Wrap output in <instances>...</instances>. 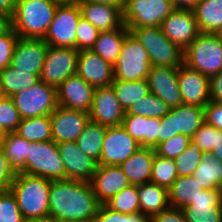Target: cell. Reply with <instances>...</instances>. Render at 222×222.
I'll list each match as a JSON object with an SVG mask.
<instances>
[{
  "instance_id": "61",
  "label": "cell",
  "mask_w": 222,
  "mask_h": 222,
  "mask_svg": "<svg viewBox=\"0 0 222 222\" xmlns=\"http://www.w3.org/2000/svg\"><path fill=\"white\" fill-rule=\"evenodd\" d=\"M4 92H3V89H2V83H1V77H0V99H2L4 97Z\"/></svg>"
},
{
  "instance_id": "55",
  "label": "cell",
  "mask_w": 222,
  "mask_h": 222,
  "mask_svg": "<svg viewBox=\"0 0 222 222\" xmlns=\"http://www.w3.org/2000/svg\"><path fill=\"white\" fill-rule=\"evenodd\" d=\"M212 156L222 161V130L216 129L214 147L210 153Z\"/></svg>"
},
{
  "instance_id": "17",
  "label": "cell",
  "mask_w": 222,
  "mask_h": 222,
  "mask_svg": "<svg viewBox=\"0 0 222 222\" xmlns=\"http://www.w3.org/2000/svg\"><path fill=\"white\" fill-rule=\"evenodd\" d=\"M125 111L121 107L112 86L97 87L89 112L90 120L111 127L122 124Z\"/></svg>"
},
{
  "instance_id": "7",
  "label": "cell",
  "mask_w": 222,
  "mask_h": 222,
  "mask_svg": "<svg viewBox=\"0 0 222 222\" xmlns=\"http://www.w3.org/2000/svg\"><path fill=\"white\" fill-rule=\"evenodd\" d=\"M113 67L114 80L133 82L147 79L152 65L146 49L129 33Z\"/></svg>"
},
{
  "instance_id": "38",
  "label": "cell",
  "mask_w": 222,
  "mask_h": 222,
  "mask_svg": "<svg viewBox=\"0 0 222 222\" xmlns=\"http://www.w3.org/2000/svg\"><path fill=\"white\" fill-rule=\"evenodd\" d=\"M106 205L114 211L124 214L141 212L138 195V185L125 187L117 195L113 196Z\"/></svg>"
},
{
  "instance_id": "50",
  "label": "cell",
  "mask_w": 222,
  "mask_h": 222,
  "mask_svg": "<svg viewBox=\"0 0 222 222\" xmlns=\"http://www.w3.org/2000/svg\"><path fill=\"white\" fill-rule=\"evenodd\" d=\"M205 123L217 130H222V102L210 100L204 106Z\"/></svg>"
},
{
  "instance_id": "16",
  "label": "cell",
  "mask_w": 222,
  "mask_h": 222,
  "mask_svg": "<svg viewBox=\"0 0 222 222\" xmlns=\"http://www.w3.org/2000/svg\"><path fill=\"white\" fill-rule=\"evenodd\" d=\"M150 92L170 108L183 104L178 85V68L152 66L147 77Z\"/></svg>"
},
{
  "instance_id": "3",
  "label": "cell",
  "mask_w": 222,
  "mask_h": 222,
  "mask_svg": "<svg viewBox=\"0 0 222 222\" xmlns=\"http://www.w3.org/2000/svg\"><path fill=\"white\" fill-rule=\"evenodd\" d=\"M58 5L53 0H17L11 27L21 38L44 39Z\"/></svg>"
},
{
  "instance_id": "52",
  "label": "cell",
  "mask_w": 222,
  "mask_h": 222,
  "mask_svg": "<svg viewBox=\"0 0 222 222\" xmlns=\"http://www.w3.org/2000/svg\"><path fill=\"white\" fill-rule=\"evenodd\" d=\"M152 222H187L182 209L169 207L155 215Z\"/></svg>"
},
{
  "instance_id": "40",
  "label": "cell",
  "mask_w": 222,
  "mask_h": 222,
  "mask_svg": "<svg viewBox=\"0 0 222 222\" xmlns=\"http://www.w3.org/2000/svg\"><path fill=\"white\" fill-rule=\"evenodd\" d=\"M171 108L153 93L134 103L125 114L162 118Z\"/></svg>"
},
{
  "instance_id": "54",
  "label": "cell",
  "mask_w": 222,
  "mask_h": 222,
  "mask_svg": "<svg viewBox=\"0 0 222 222\" xmlns=\"http://www.w3.org/2000/svg\"><path fill=\"white\" fill-rule=\"evenodd\" d=\"M170 1L174 7V10L193 11L200 0H170Z\"/></svg>"
},
{
  "instance_id": "51",
  "label": "cell",
  "mask_w": 222,
  "mask_h": 222,
  "mask_svg": "<svg viewBox=\"0 0 222 222\" xmlns=\"http://www.w3.org/2000/svg\"><path fill=\"white\" fill-rule=\"evenodd\" d=\"M160 123L161 127L158 133V145L174 137L173 108H171L169 113L160 118Z\"/></svg>"
},
{
  "instance_id": "57",
  "label": "cell",
  "mask_w": 222,
  "mask_h": 222,
  "mask_svg": "<svg viewBox=\"0 0 222 222\" xmlns=\"http://www.w3.org/2000/svg\"><path fill=\"white\" fill-rule=\"evenodd\" d=\"M87 2H94L118 7L122 12L124 11L126 0H82Z\"/></svg>"
},
{
  "instance_id": "20",
  "label": "cell",
  "mask_w": 222,
  "mask_h": 222,
  "mask_svg": "<svg viewBox=\"0 0 222 222\" xmlns=\"http://www.w3.org/2000/svg\"><path fill=\"white\" fill-rule=\"evenodd\" d=\"M76 74L93 87H108L114 81V67L92 50L78 52Z\"/></svg>"
},
{
  "instance_id": "63",
  "label": "cell",
  "mask_w": 222,
  "mask_h": 222,
  "mask_svg": "<svg viewBox=\"0 0 222 222\" xmlns=\"http://www.w3.org/2000/svg\"><path fill=\"white\" fill-rule=\"evenodd\" d=\"M221 216H222V200H221Z\"/></svg>"
},
{
  "instance_id": "32",
  "label": "cell",
  "mask_w": 222,
  "mask_h": 222,
  "mask_svg": "<svg viewBox=\"0 0 222 222\" xmlns=\"http://www.w3.org/2000/svg\"><path fill=\"white\" fill-rule=\"evenodd\" d=\"M106 131L107 126L89 120L86 123L83 132L76 140L80 150H82L87 156L91 157L97 163L101 157L103 140Z\"/></svg>"
},
{
  "instance_id": "24",
  "label": "cell",
  "mask_w": 222,
  "mask_h": 222,
  "mask_svg": "<svg viewBox=\"0 0 222 222\" xmlns=\"http://www.w3.org/2000/svg\"><path fill=\"white\" fill-rule=\"evenodd\" d=\"M81 16L101 31L120 28L123 22V12L115 6L81 1L78 4Z\"/></svg>"
},
{
  "instance_id": "30",
  "label": "cell",
  "mask_w": 222,
  "mask_h": 222,
  "mask_svg": "<svg viewBox=\"0 0 222 222\" xmlns=\"http://www.w3.org/2000/svg\"><path fill=\"white\" fill-rule=\"evenodd\" d=\"M193 11L201 33L222 31V0H200Z\"/></svg>"
},
{
  "instance_id": "26",
  "label": "cell",
  "mask_w": 222,
  "mask_h": 222,
  "mask_svg": "<svg viewBox=\"0 0 222 222\" xmlns=\"http://www.w3.org/2000/svg\"><path fill=\"white\" fill-rule=\"evenodd\" d=\"M155 153L153 148L140 147L132 156L119 165L130 184L141 185L151 182L152 163Z\"/></svg>"
},
{
  "instance_id": "19",
  "label": "cell",
  "mask_w": 222,
  "mask_h": 222,
  "mask_svg": "<svg viewBox=\"0 0 222 222\" xmlns=\"http://www.w3.org/2000/svg\"><path fill=\"white\" fill-rule=\"evenodd\" d=\"M178 85L183 104L204 107L210 101V78L184 63L178 68Z\"/></svg>"
},
{
  "instance_id": "47",
  "label": "cell",
  "mask_w": 222,
  "mask_h": 222,
  "mask_svg": "<svg viewBox=\"0 0 222 222\" xmlns=\"http://www.w3.org/2000/svg\"><path fill=\"white\" fill-rule=\"evenodd\" d=\"M19 36L10 26L0 34V71L11 64L15 44Z\"/></svg>"
},
{
  "instance_id": "22",
  "label": "cell",
  "mask_w": 222,
  "mask_h": 222,
  "mask_svg": "<svg viewBox=\"0 0 222 222\" xmlns=\"http://www.w3.org/2000/svg\"><path fill=\"white\" fill-rule=\"evenodd\" d=\"M98 202L106 204L110 199L130 185L119 165L97 166L91 181Z\"/></svg>"
},
{
  "instance_id": "37",
  "label": "cell",
  "mask_w": 222,
  "mask_h": 222,
  "mask_svg": "<svg viewBox=\"0 0 222 222\" xmlns=\"http://www.w3.org/2000/svg\"><path fill=\"white\" fill-rule=\"evenodd\" d=\"M16 133L29 142L52 141L50 116L21 119Z\"/></svg>"
},
{
  "instance_id": "39",
  "label": "cell",
  "mask_w": 222,
  "mask_h": 222,
  "mask_svg": "<svg viewBox=\"0 0 222 222\" xmlns=\"http://www.w3.org/2000/svg\"><path fill=\"white\" fill-rule=\"evenodd\" d=\"M178 178L174 159L164 158L155 153L152 163L151 182L169 189Z\"/></svg>"
},
{
  "instance_id": "62",
  "label": "cell",
  "mask_w": 222,
  "mask_h": 222,
  "mask_svg": "<svg viewBox=\"0 0 222 222\" xmlns=\"http://www.w3.org/2000/svg\"><path fill=\"white\" fill-rule=\"evenodd\" d=\"M5 133L2 131V129L0 128V144H1V141L4 137Z\"/></svg>"
},
{
  "instance_id": "36",
  "label": "cell",
  "mask_w": 222,
  "mask_h": 222,
  "mask_svg": "<svg viewBox=\"0 0 222 222\" xmlns=\"http://www.w3.org/2000/svg\"><path fill=\"white\" fill-rule=\"evenodd\" d=\"M0 77L4 95L7 97H12L23 89L31 88L40 81L39 76L18 71L10 65L0 71Z\"/></svg>"
},
{
  "instance_id": "59",
  "label": "cell",
  "mask_w": 222,
  "mask_h": 222,
  "mask_svg": "<svg viewBox=\"0 0 222 222\" xmlns=\"http://www.w3.org/2000/svg\"><path fill=\"white\" fill-rule=\"evenodd\" d=\"M53 1L58 3L59 5L62 4L78 5L82 0H53Z\"/></svg>"
},
{
  "instance_id": "58",
  "label": "cell",
  "mask_w": 222,
  "mask_h": 222,
  "mask_svg": "<svg viewBox=\"0 0 222 222\" xmlns=\"http://www.w3.org/2000/svg\"><path fill=\"white\" fill-rule=\"evenodd\" d=\"M11 26L10 16L0 11V34Z\"/></svg>"
},
{
  "instance_id": "4",
  "label": "cell",
  "mask_w": 222,
  "mask_h": 222,
  "mask_svg": "<svg viewBox=\"0 0 222 222\" xmlns=\"http://www.w3.org/2000/svg\"><path fill=\"white\" fill-rule=\"evenodd\" d=\"M183 56L187 67L211 78L222 71V38L219 34L200 32Z\"/></svg>"
},
{
  "instance_id": "34",
  "label": "cell",
  "mask_w": 222,
  "mask_h": 222,
  "mask_svg": "<svg viewBox=\"0 0 222 222\" xmlns=\"http://www.w3.org/2000/svg\"><path fill=\"white\" fill-rule=\"evenodd\" d=\"M29 143L28 140L19 136L16 132L5 133L1 141L0 145L4 150L5 156L16 173L25 167Z\"/></svg>"
},
{
  "instance_id": "14",
  "label": "cell",
  "mask_w": 222,
  "mask_h": 222,
  "mask_svg": "<svg viewBox=\"0 0 222 222\" xmlns=\"http://www.w3.org/2000/svg\"><path fill=\"white\" fill-rule=\"evenodd\" d=\"M160 27L163 34L183 51L200 33L194 11L190 10H173Z\"/></svg>"
},
{
  "instance_id": "1",
  "label": "cell",
  "mask_w": 222,
  "mask_h": 222,
  "mask_svg": "<svg viewBox=\"0 0 222 222\" xmlns=\"http://www.w3.org/2000/svg\"><path fill=\"white\" fill-rule=\"evenodd\" d=\"M100 205L91 182L51 181L49 217L58 222H94Z\"/></svg>"
},
{
  "instance_id": "12",
  "label": "cell",
  "mask_w": 222,
  "mask_h": 222,
  "mask_svg": "<svg viewBox=\"0 0 222 222\" xmlns=\"http://www.w3.org/2000/svg\"><path fill=\"white\" fill-rule=\"evenodd\" d=\"M139 148L140 145L122 125L107 127L97 165H120Z\"/></svg>"
},
{
  "instance_id": "53",
  "label": "cell",
  "mask_w": 222,
  "mask_h": 222,
  "mask_svg": "<svg viewBox=\"0 0 222 222\" xmlns=\"http://www.w3.org/2000/svg\"><path fill=\"white\" fill-rule=\"evenodd\" d=\"M210 100L222 102V71L210 78Z\"/></svg>"
},
{
  "instance_id": "42",
  "label": "cell",
  "mask_w": 222,
  "mask_h": 222,
  "mask_svg": "<svg viewBox=\"0 0 222 222\" xmlns=\"http://www.w3.org/2000/svg\"><path fill=\"white\" fill-rule=\"evenodd\" d=\"M21 118L12 97L0 99V128L4 133L16 132Z\"/></svg>"
},
{
  "instance_id": "27",
  "label": "cell",
  "mask_w": 222,
  "mask_h": 222,
  "mask_svg": "<svg viewBox=\"0 0 222 222\" xmlns=\"http://www.w3.org/2000/svg\"><path fill=\"white\" fill-rule=\"evenodd\" d=\"M141 212L151 220L155 215L170 207L168 189L153 182L138 185Z\"/></svg>"
},
{
  "instance_id": "21",
  "label": "cell",
  "mask_w": 222,
  "mask_h": 222,
  "mask_svg": "<svg viewBox=\"0 0 222 222\" xmlns=\"http://www.w3.org/2000/svg\"><path fill=\"white\" fill-rule=\"evenodd\" d=\"M57 145L65 166L66 179L91 182L97 162L80 150L76 142H62Z\"/></svg>"
},
{
  "instance_id": "5",
  "label": "cell",
  "mask_w": 222,
  "mask_h": 222,
  "mask_svg": "<svg viewBox=\"0 0 222 222\" xmlns=\"http://www.w3.org/2000/svg\"><path fill=\"white\" fill-rule=\"evenodd\" d=\"M128 30L146 49L152 66L179 68L183 64L184 51L163 34L161 27H138Z\"/></svg>"
},
{
  "instance_id": "60",
  "label": "cell",
  "mask_w": 222,
  "mask_h": 222,
  "mask_svg": "<svg viewBox=\"0 0 222 222\" xmlns=\"http://www.w3.org/2000/svg\"><path fill=\"white\" fill-rule=\"evenodd\" d=\"M24 222H58L52 217L47 218H41V219H30V220H24Z\"/></svg>"
},
{
  "instance_id": "31",
  "label": "cell",
  "mask_w": 222,
  "mask_h": 222,
  "mask_svg": "<svg viewBox=\"0 0 222 222\" xmlns=\"http://www.w3.org/2000/svg\"><path fill=\"white\" fill-rule=\"evenodd\" d=\"M205 189L191 175L178 177L168 189L169 205L183 209L189 206Z\"/></svg>"
},
{
  "instance_id": "10",
  "label": "cell",
  "mask_w": 222,
  "mask_h": 222,
  "mask_svg": "<svg viewBox=\"0 0 222 222\" xmlns=\"http://www.w3.org/2000/svg\"><path fill=\"white\" fill-rule=\"evenodd\" d=\"M80 17L78 5H58L43 40L50 46L76 49V28Z\"/></svg>"
},
{
  "instance_id": "25",
  "label": "cell",
  "mask_w": 222,
  "mask_h": 222,
  "mask_svg": "<svg viewBox=\"0 0 222 222\" xmlns=\"http://www.w3.org/2000/svg\"><path fill=\"white\" fill-rule=\"evenodd\" d=\"M160 124V118L125 114L121 125L140 147L155 149L158 146Z\"/></svg>"
},
{
  "instance_id": "48",
  "label": "cell",
  "mask_w": 222,
  "mask_h": 222,
  "mask_svg": "<svg viewBox=\"0 0 222 222\" xmlns=\"http://www.w3.org/2000/svg\"><path fill=\"white\" fill-rule=\"evenodd\" d=\"M216 128L204 123L191 138L204 154H210L214 147Z\"/></svg>"
},
{
  "instance_id": "9",
  "label": "cell",
  "mask_w": 222,
  "mask_h": 222,
  "mask_svg": "<svg viewBox=\"0 0 222 222\" xmlns=\"http://www.w3.org/2000/svg\"><path fill=\"white\" fill-rule=\"evenodd\" d=\"M173 10L170 0H126L123 22L127 28L160 27Z\"/></svg>"
},
{
  "instance_id": "41",
  "label": "cell",
  "mask_w": 222,
  "mask_h": 222,
  "mask_svg": "<svg viewBox=\"0 0 222 222\" xmlns=\"http://www.w3.org/2000/svg\"><path fill=\"white\" fill-rule=\"evenodd\" d=\"M204 155L200 148L191 140L189 146L174 159L178 177L193 175Z\"/></svg>"
},
{
  "instance_id": "8",
  "label": "cell",
  "mask_w": 222,
  "mask_h": 222,
  "mask_svg": "<svg viewBox=\"0 0 222 222\" xmlns=\"http://www.w3.org/2000/svg\"><path fill=\"white\" fill-rule=\"evenodd\" d=\"M20 118L50 116L58 107L57 88L43 81L12 96Z\"/></svg>"
},
{
  "instance_id": "29",
  "label": "cell",
  "mask_w": 222,
  "mask_h": 222,
  "mask_svg": "<svg viewBox=\"0 0 222 222\" xmlns=\"http://www.w3.org/2000/svg\"><path fill=\"white\" fill-rule=\"evenodd\" d=\"M204 123V107L187 104L173 107L174 136L180 133L192 138Z\"/></svg>"
},
{
  "instance_id": "28",
  "label": "cell",
  "mask_w": 222,
  "mask_h": 222,
  "mask_svg": "<svg viewBox=\"0 0 222 222\" xmlns=\"http://www.w3.org/2000/svg\"><path fill=\"white\" fill-rule=\"evenodd\" d=\"M129 33L124 24L115 30L101 31L91 50L114 66L121 53L124 39Z\"/></svg>"
},
{
  "instance_id": "13",
  "label": "cell",
  "mask_w": 222,
  "mask_h": 222,
  "mask_svg": "<svg viewBox=\"0 0 222 222\" xmlns=\"http://www.w3.org/2000/svg\"><path fill=\"white\" fill-rule=\"evenodd\" d=\"M89 120V113L85 111L69 109L58 105L50 115L52 140L56 144L76 142Z\"/></svg>"
},
{
  "instance_id": "15",
  "label": "cell",
  "mask_w": 222,
  "mask_h": 222,
  "mask_svg": "<svg viewBox=\"0 0 222 222\" xmlns=\"http://www.w3.org/2000/svg\"><path fill=\"white\" fill-rule=\"evenodd\" d=\"M47 50L48 44L43 39L19 37L10 66L40 77Z\"/></svg>"
},
{
  "instance_id": "33",
  "label": "cell",
  "mask_w": 222,
  "mask_h": 222,
  "mask_svg": "<svg viewBox=\"0 0 222 222\" xmlns=\"http://www.w3.org/2000/svg\"><path fill=\"white\" fill-rule=\"evenodd\" d=\"M111 86L125 112H127L134 103L151 93L147 79L133 82L114 80Z\"/></svg>"
},
{
  "instance_id": "43",
  "label": "cell",
  "mask_w": 222,
  "mask_h": 222,
  "mask_svg": "<svg viewBox=\"0 0 222 222\" xmlns=\"http://www.w3.org/2000/svg\"><path fill=\"white\" fill-rule=\"evenodd\" d=\"M0 222H24L16 198L10 190L0 193Z\"/></svg>"
},
{
  "instance_id": "46",
  "label": "cell",
  "mask_w": 222,
  "mask_h": 222,
  "mask_svg": "<svg viewBox=\"0 0 222 222\" xmlns=\"http://www.w3.org/2000/svg\"><path fill=\"white\" fill-rule=\"evenodd\" d=\"M149 219L142 213L124 214L112 210L106 204L99 207L94 222H148Z\"/></svg>"
},
{
  "instance_id": "23",
  "label": "cell",
  "mask_w": 222,
  "mask_h": 222,
  "mask_svg": "<svg viewBox=\"0 0 222 222\" xmlns=\"http://www.w3.org/2000/svg\"><path fill=\"white\" fill-rule=\"evenodd\" d=\"M222 190L205 189L189 206L182 209L187 222H222Z\"/></svg>"
},
{
  "instance_id": "35",
  "label": "cell",
  "mask_w": 222,
  "mask_h": 222,
  "mask_svg": "<svg viewBox=\"0 0 222 222\" xmlns=\"http://www.w3.org/2000/svg\"><path fill=\"white\" fill-rule=\"evenodd\" d=\"M192 176L204 189L222 190V161L205 154Z\"/></svg>"
},
{
  "instance_id": "2",
  "label": "cell",
  "mask_w": 222,
  "mask_h": 222,
  "mask_svg": "<svg viewBox=\"0 0 222 222\" xmlns=\"http://www.w3.org/2000/svg\"><path fill=\"white\" fill-rule=\"evenodd\" d=\"M51 180L17 172L10 191L15 196L24 220L49 217Z\"/></svg>"
},
{
  "instance_id": "45",
  "label": "cell",
  "mask_w": 222,
  "mask_h": 222,
  "mask_svg": "<svg viewBox=\"0 0 222 222\" xmlns=\"http://www.w3.org/2000/svg\"><path fill=\"white\" fill-rule=\"evenodd\" d=\"M190 141V137L179 133L169 140L160 143L155 148V152L161 157L175 159L189 146Z\"/></svg>"
},
{
  "instance_id": "44",
  "label": "cell",
  "mask_w": 222,
  "mask_h": 222,
  "mask_svg": "<svg viewBox=\"0 0 222 222\" xmlns=\"http://www.w3.org/2000/svg\"><path fill=\"white\" fill-rule=\"evenodd\" d=\"M100 31L82 16L76 28V50H91Z\"/></svg>"
},
{
  "instance_id": "18",
  "label": "cell",
  "mask_w": 222,
  "mask_h": 222,
  "mask_svg": "<svg viewBox=\"0 0 222 222\" xmlns=\"http://www.w3.org/2000/svg\"><path fill=\"white\" fill-rule=\"evenodd\" d=\"M94 91L95 87L87 83L79 75H72L57 88L58 105L89 113Z\"/></svg>"
},
{
  "instance_id": "49",
  "label": "cell",
  "mask_w": 222,
  "mask_h": 222,
  "mask_svg": "<svg viewBox=\"0 0 222 222\" xmlns=\"http://www.w3.org/2000/svg\"><path fill=\"white\" fill-rule=\"evenodd\" d=\"M16 176L15 170L5 156L4 150L0 145V193L8 191Z\"/></svg>"
},
{
  "instance_id": "56",
  "label": "cell",
  "mask_w": 222,
  "mask_h": 222,
  "mask_svg": "<svg viewBox=\"0 0 222 222\" xmlns=\"http://www.w3.org/2000/svg\"><path fill=\"white\" fill-rule=\"evenodd\" d=\"M16 3L17 0H0V11L11 17L15 10Z\"/></svg>"
},
{
  "instance_id": "11",
  "label": "cell",
  "mask_w": 222,
  "mask_h": 222,
  "mask_svg": "<svg viewBox=\"0 0 222 222\" xmlns=\"http://www.w3.org/2000/svg\"><path fill=\"white\" fill-rule=\"evenodd\" d=\"M78 52L74 48L48 45L40 80L58 88L77 71Z\"/></svg>"
},
{
  "instance_id": "6",
  "label": "cell",
  "mask_w": 222,
  "mask_h": 222,
  "mask_svg": "<svg viewBox=\"0 0 222 222\" xmlns=\"http://www.w3.org/2000/svg\"><path fill=\"white\" fill-rule=\"evenodd\" d=\"M20 172L51 181L66 179L65 166L58 145L53 140L30 142L27 161Z\"/></svg>"
}]
</instances>
